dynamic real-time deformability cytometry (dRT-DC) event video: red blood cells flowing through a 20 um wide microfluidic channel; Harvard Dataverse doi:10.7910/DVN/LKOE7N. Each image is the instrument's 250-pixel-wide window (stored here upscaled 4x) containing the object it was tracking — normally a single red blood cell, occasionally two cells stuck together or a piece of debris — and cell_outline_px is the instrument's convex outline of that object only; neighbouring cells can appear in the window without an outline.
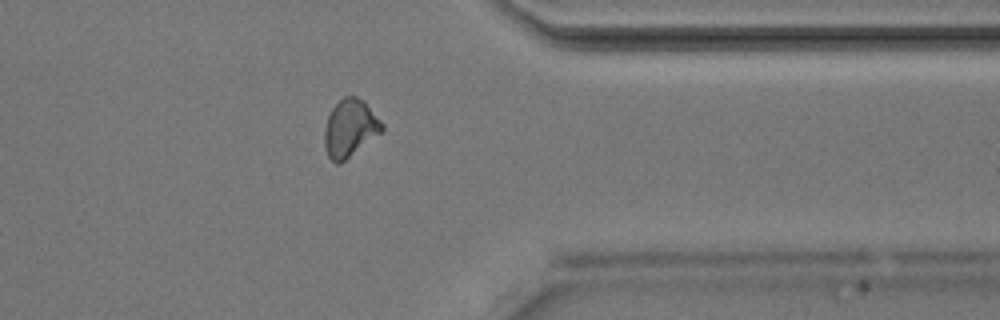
{"species": "Egyptian fruit bat (a non-hibernating species)", "species_latin": "Rousettus aegyptiacus", "temperature_condition": "room temperature", "stored_images_in_passage": 30, "camera_frame_rate_fps": 3000, "um_per_image_px": 0.085, "animal": {"sex": "male"}, "frame": {"image": 1, "passage_image": 26, "time_ms": 8.333, "image_size_px": [1000, 320], "cell_outline_px": [[384, 128], [380, 132], [340, 164], [336, 164], [328, 156], [324, 144], [324, 128], [328, 116], [332, 108], [344, 96], [356, 96], [364, 100], [384, 124]], "centroid_in_image_um": [29.73, 10.88], "position_along_channel_um": 381.7, "area_um2": 19.07}}